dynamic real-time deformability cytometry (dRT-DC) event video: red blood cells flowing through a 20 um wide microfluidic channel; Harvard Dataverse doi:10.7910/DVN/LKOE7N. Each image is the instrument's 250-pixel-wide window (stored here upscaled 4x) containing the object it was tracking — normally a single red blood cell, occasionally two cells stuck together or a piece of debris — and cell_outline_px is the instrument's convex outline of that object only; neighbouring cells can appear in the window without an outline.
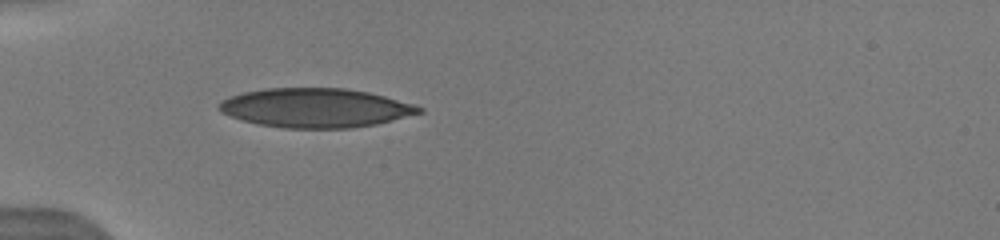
{"species": "human", "species_latin": "Homo sapiens", "temperature_condition": "warm", "stored_images_in_passage": 23, "camera_frame_rate_fps": 3000, "um_per_image_px": 0.085, "donor": {"sex": "male"}, "frame": {"image": 1, "passage_image": 4, "time_ms": 2.0, "image_size_px": [1000, 240], "cell_outline_px": [[424, 112], [376, 124], [348, 128], [284, 128], [260, 124], [240, 120], [220, 112], [216, 108], [216, 104], [220, 100], [228, 96], [244, 92], [264, 88], [344, 88], [368, 92], [384, 96], [412, 104], [424, 108]], "centroid_in_image_um": [26.74, 9.16], "position_along_channel_um": 58.3, "area_um2": 45.78}, "authors_computed_cell_mechanics": {"area_um2": 43.4078, "velocity_mm_per_s": 4.0502, "shape_relaxation_time_tau1_ms": 9.1321, "shape_relaxation_time_tau2_ms": 1.2894, "deformation_change_tau1": 0.2722, "deformation_change_tau2": 0.0844}}